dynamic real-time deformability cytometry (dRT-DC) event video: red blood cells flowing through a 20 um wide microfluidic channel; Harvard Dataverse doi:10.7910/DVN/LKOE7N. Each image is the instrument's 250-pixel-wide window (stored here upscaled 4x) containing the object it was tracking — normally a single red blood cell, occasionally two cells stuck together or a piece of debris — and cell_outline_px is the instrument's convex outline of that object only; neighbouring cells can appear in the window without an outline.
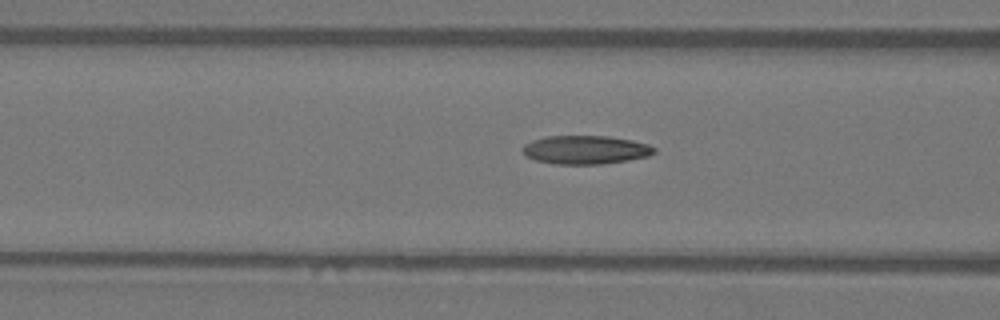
{"species": "Egyptian fruit bat (a non-hibernating species)", "species_latin": "Rousettus aegyptiacus", "temperature_condition": "warm", "stored_images_in_passage": 41, "camera_frame_rate_fps": 3000, "um_per_image_px": 0.085, "animal": {"sex": "female"}, "frame": {"image": 1, "passage_image": 21, "time_ms": 6.667, "image_size_px": [1000, 320], "cell_outline_px": [[656, 152], [648, 156], [628, 160], [604, 164], [556, 164], [536, 160], [524, 156], [520, 148], [524, 144], [532, 140], [544, 136], [608, 136], [632, 140], [648, 144], [656, 148]], "centroid_in_image_um": [49.74, 12.73], "position_along_channel_um": 116.9, "area_um2": 22.14}}
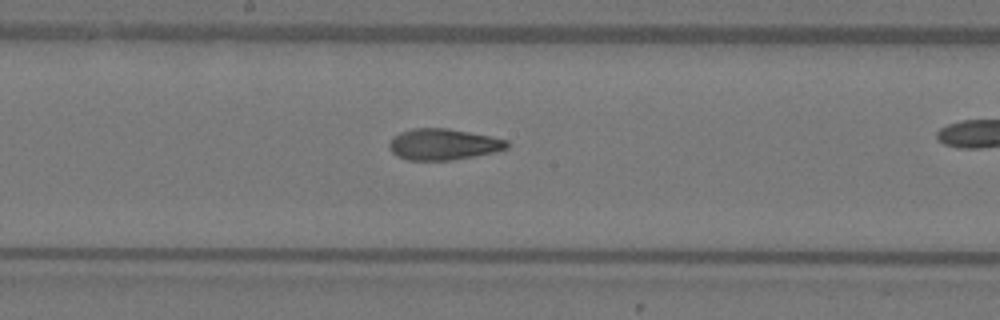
{"frame": {"image": 2, "passage_image": 28, "time_ms": 9.0, "image_size_px": [1000, 320], "cell_outline_px": [[508, 148], [492, 152], [472, 156], [448, 160], [408, 160], [392, 152], [388, 144], [392, 136], [400, 132], [412, 128], [448, 128], [508, 140]], "centroid_in_image_um": [37.63, 12.25], "position_along_channel_um": 210.6, "area_um2": 21.1}}
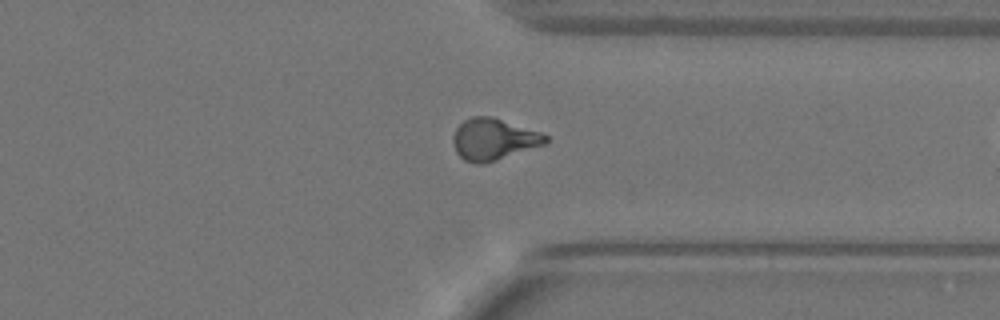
{"frame": {"image": 3, "passage_image": 40, "time_ms": 13.0, "image_size_px": [1000, 320], "cell_outline_px": [[548, 140], [544, 144], [484, 164], [476, 164], [464, 160], [456, 152], [452, 140], [452, 136], [456, 128], [464, 120], [472, 116], [492, 116], [540, 132], [548, 136]], "centroid_in_image_um": [41.92, 11.83], "position_along_channel_um": 369.5, "area_um2": 22.31}}